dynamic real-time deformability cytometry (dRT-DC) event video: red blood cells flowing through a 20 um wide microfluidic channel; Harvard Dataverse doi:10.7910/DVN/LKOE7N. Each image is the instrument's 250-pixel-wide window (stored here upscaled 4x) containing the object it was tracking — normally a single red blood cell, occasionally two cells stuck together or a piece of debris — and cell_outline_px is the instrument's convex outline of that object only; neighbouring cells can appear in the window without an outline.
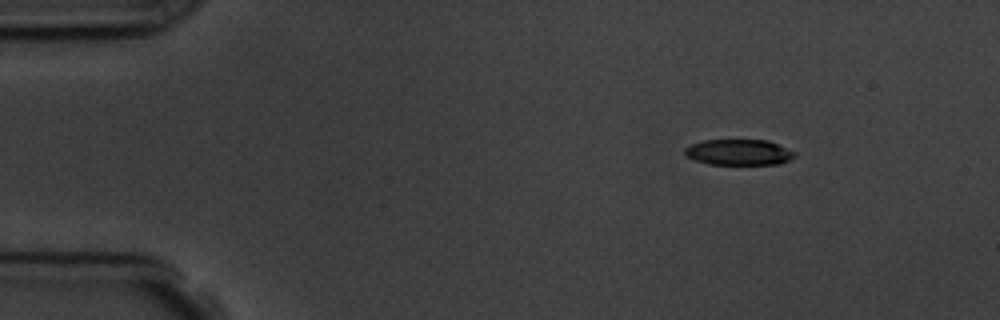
{"species": "common noctule bat (a hibernating species)", "species_latin": "Nyctalus noctula", "temperature_condition": "room temperature", "stored_images_in_passage": 3, "camera_frame_rate_fps": 3000, "um_per_image_px": 0.085, "animal": {"sex": "male", "body_mass_g": 19.5, "forearm_length_mm": 54.6}, "frame": {"image": 1, "passage_image": 1, "time_ms": 0.0, "image_size_px": [1000, 320], "cell_outline_px": [[796, 156], [780, 164], [708, 164], [684, 156], [684, 148], [688, 144], [704, 140], [768, 140], [796, 152]], "centroid_in_image_um": [62.76, 12.93], "position_along_channel_um": 22.2, "area_um2": 16.65}}
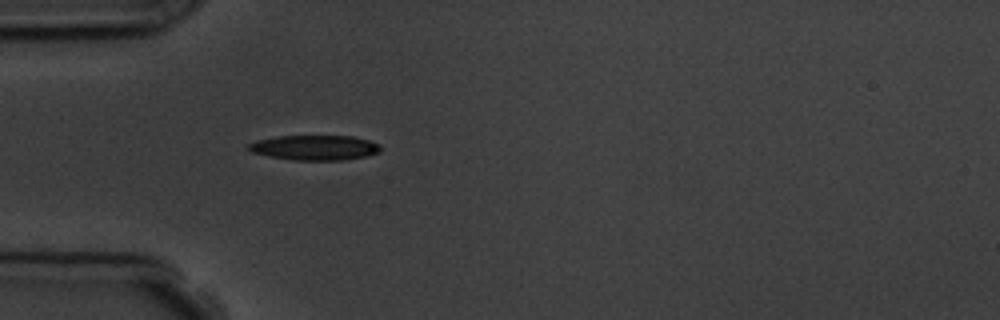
{"frame": {"image": 2, "passage_image": 3, "time_ms": 3.0, "image_size_px": [1000, 320], "cell_outline_px": [[380, 152], [364, 156], [340, 160], [292, 160], [268, 156], [252, 152], [248, 148], [248, 144], [256, 140], [276, 136], [352, 136], [368, 140], [380, 144]], "centroid_in_image_um": [26.73, 12.54], "position_along_channel_um": 58.3, "area_um2": 19.13}}